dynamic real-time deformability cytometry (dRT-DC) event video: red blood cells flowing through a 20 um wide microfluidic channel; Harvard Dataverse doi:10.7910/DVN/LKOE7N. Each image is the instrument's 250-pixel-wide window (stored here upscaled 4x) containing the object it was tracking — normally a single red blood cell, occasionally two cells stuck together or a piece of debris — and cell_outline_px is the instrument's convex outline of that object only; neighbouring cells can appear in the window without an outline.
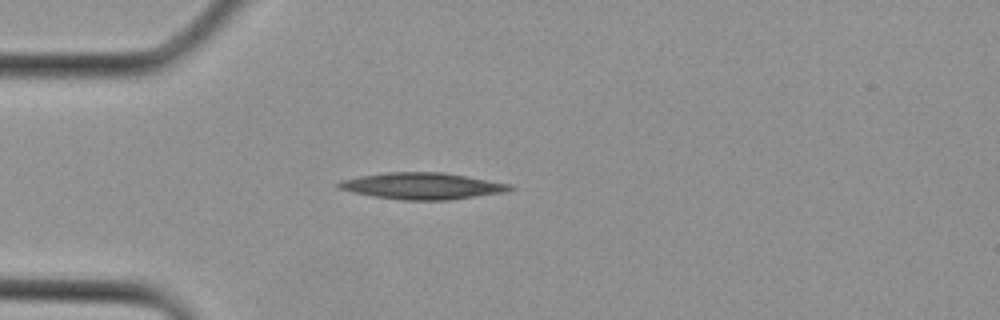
{"species": "Egyptian fruit bat (a non-hibernating species)", "species_latin": "Rousettus aegyptiacus", "temperature_condition": "cold", "stored_images_in_passage": 1, "camera_frame_rate_fps": 3000, "um_per_image_px": 0.085, "animal": {"sex": "female"}, "frame": {"image": 1, "passage_image": 1, "time_ms": 0.0, "image_size_px": [1000, 320], "cell_outline_px": [[516, 188], [508, 192], [448, 200], [404, 200], [372, 196], [352, 192], [340, 188], [336, 184], [340, 180], [360, 176], [384, 172], [444, 172], [512, 184]], "centroid_in_image_um": [35.94, 15.8], "position_along_channel_um": 49.1, "area_um2": 26.65}}